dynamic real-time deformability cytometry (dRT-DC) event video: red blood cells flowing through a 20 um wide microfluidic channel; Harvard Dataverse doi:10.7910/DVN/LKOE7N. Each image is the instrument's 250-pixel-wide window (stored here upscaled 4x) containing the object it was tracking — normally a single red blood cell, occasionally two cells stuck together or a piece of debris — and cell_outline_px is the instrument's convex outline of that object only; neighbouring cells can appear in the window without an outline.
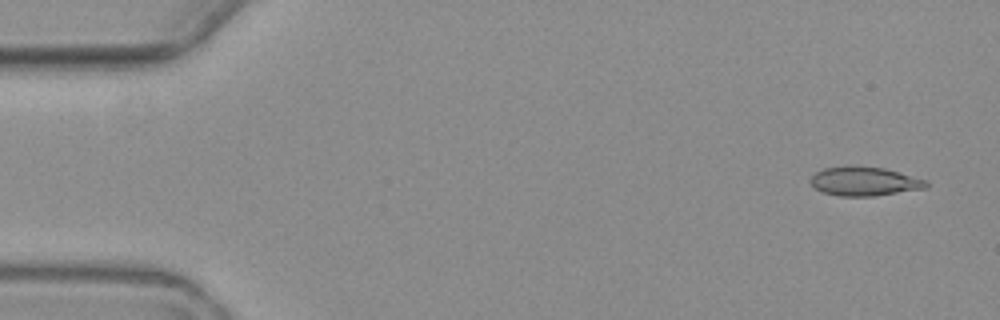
{"species": "common noctule bat (a hibernating species)", "species_latin": "Nyctalus noctula", "temperature_condition": "warm", "stored_images_in_passage": 4, "camera_frame_rate_fps": 3000, "um_per_image_px": 0.085, "animal": {"sex": "female", "body_mass_g": 19.3, "forearm_length_mm": 54.1}, "frame": {"image": 1, "passage_image": 1, "time_ms": 0.0, "image_size_px": [1000, 320], "cell_outline_px": [[928, 188], [876, 196], [840, 196], [824, 192], [816, 188], [812, 184], [812, 176], [816, 172], [824, 168], [848, 164], [884, 168], [928, 180]], "centroid_in_image_um": [73.52, 15.4], "position_along_channel_um": 11.5, "area_um2": 19.77}}
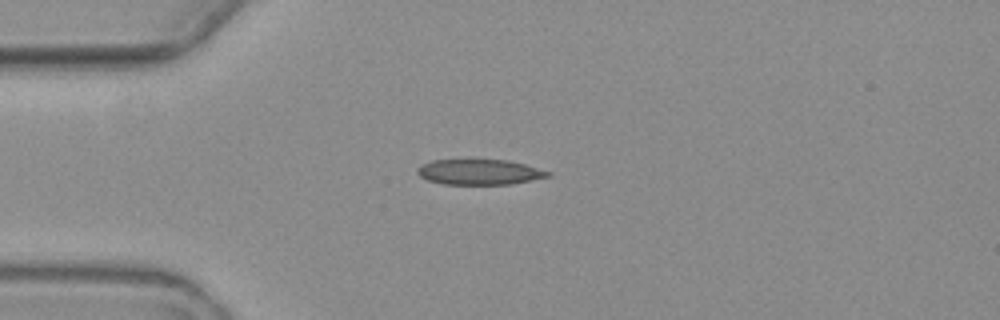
{"frame": {"image": 2, "passage_image": 4, "time_ms": 4.0, "image_size_px": [1000, 320], "cell_outline_px": [[552, 176], [512, 184], [444, 184], [428, 180], [420, 176], [416, 172], [416, 168], [432, 160], [508, 160], [524, 164], [552, 172]], "centroid_in_image_um": [40.78, 14.62], "position_along_channel_um": 44.2, "area_um2": 19.25}}